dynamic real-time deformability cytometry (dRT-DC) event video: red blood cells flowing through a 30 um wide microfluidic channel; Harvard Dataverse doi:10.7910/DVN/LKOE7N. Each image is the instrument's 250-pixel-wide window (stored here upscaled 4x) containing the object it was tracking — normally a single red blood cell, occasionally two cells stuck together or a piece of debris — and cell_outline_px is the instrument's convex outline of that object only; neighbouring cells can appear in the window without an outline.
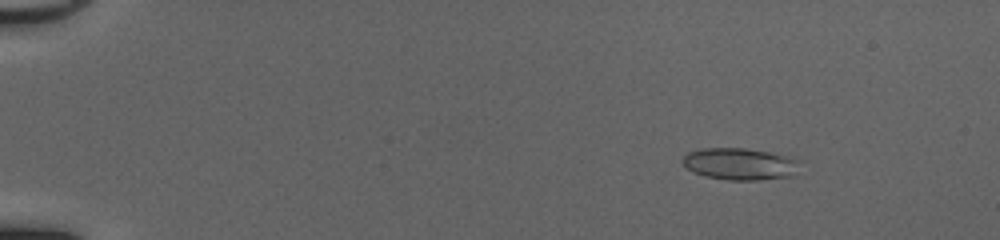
{"species": "common noctule bat (a hibernating species)", "species_latin": "Nyctalus noctula", "temperature_condition": "cold", "stored_images_in_passage": 52, "camera_frame_rate_fps": 3000, "um_per_image_px": 0.085, "animal": {"sex": "female", "body_mass_g": 20.0, "forearm_length_mm": 54.0}, "frame": {"image": 1, "passage_image": 8, "time_ms": 2.333, "image_size_px": [1000, 240], "cell_outline_px": [[804, 160], [792, 176], [756, 180], [728, 180], [708, 176], [692, 172], [680, 160], [688, 152], [704, 148], [744, 148], [768, 152]], "centroid_in_image_um": [62.92, 13.93], "position_along_channel_um": 22.1, "area_um2": 21.79}}
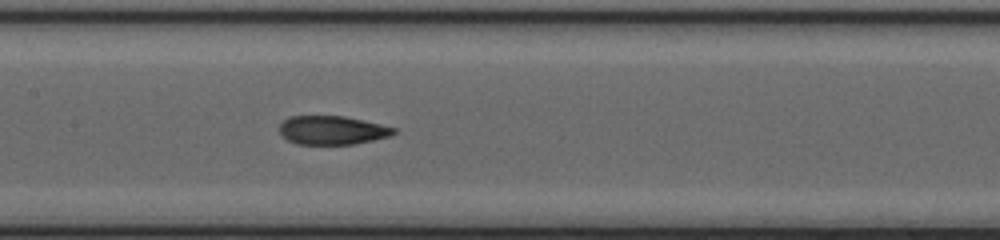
{"frame": {"image": 2, "passage_image": 28, "time_ms": 9.0, "image_size_px": [1000, 240], "cell_outline_px": [[396, 132], [392, 136], [352, 144], [296, 144], [288, 140], [280, 132], [280, 124], [288, 116], [344, 116], [364, 120], [396, 128]], "centroid_in_image_um": [28.25, 11.06], "position_along_channel_um": 179.2, "area_um2": 19.07}}
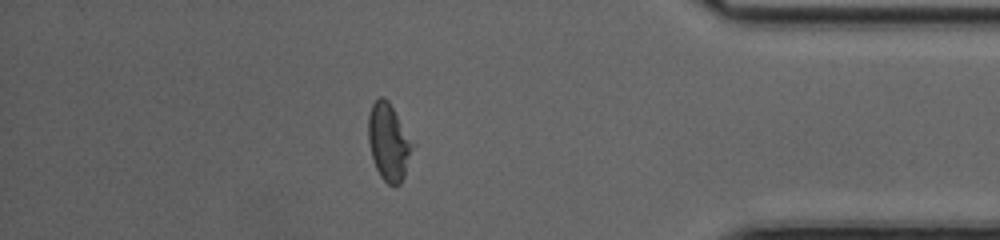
{"frame": {"image": 3, "passage_image": 46, "time_ms": 15.0, "image_size_px": [1000, 240], "cell_outline_px": [[416, 144], [404, 176], [400, 184], [388, 184], [380, 176], [376, 168], [372, 156], [368, 140], [368, 116], [372, 104], [380, 96], [384, 96], [388, 100]], "centroid_in_image_um": [33.07, 12.05], "position_along_channel_um": 402.1, "area_um2": 20.11}, "authors_computed_cell_mechanics": {"area_um2": 19.9699, "velocity_mm_per_s": 4.1601, "shape_relaxation_time_tau1_ms": null, "shape_relaxation_time_tau2_ms": 1.5807, "deformation_change_tau1": null, "deformation_change_tau2": 0.08}}